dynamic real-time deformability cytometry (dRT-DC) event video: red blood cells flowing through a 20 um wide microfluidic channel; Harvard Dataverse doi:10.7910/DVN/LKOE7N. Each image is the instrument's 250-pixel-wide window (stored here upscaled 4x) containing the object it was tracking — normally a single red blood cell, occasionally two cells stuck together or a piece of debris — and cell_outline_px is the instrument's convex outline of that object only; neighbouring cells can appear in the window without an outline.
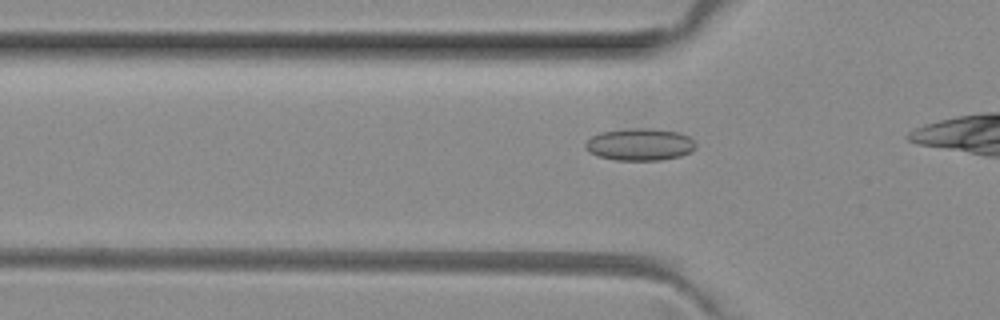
{"species": "common noctule bat (a hibernating species)", "species_latin": "Nyctalus noctula", "temperature_condition": "room temperature", "stored_images_in_passage": 31, "camera_frame_rate_fps": 3000, "um_per_image_px": 0.085, "animal": {"sex": "female", "body_mass_g": 29.2, "forearm_length_mm": 56.3}, "frame": {"image": 1, "passage_image": 4, "time_ms": 1.0, "image_size_px": [1000, 320], "cell_outline_px": [[696, 148], [692, 152], [680, 156], [660, 160], [616, 160], [600, 156], [588, 152], [584, 148], [584, 144], [592, 136], [600, 132], [628, 128], [648, 128], [676, 132], [688, 136], [696, 144]], "centroid_in_image_um": [54.37, 12.28], "position_along_channel_um": 71.4, "area_um2": 20.69}}
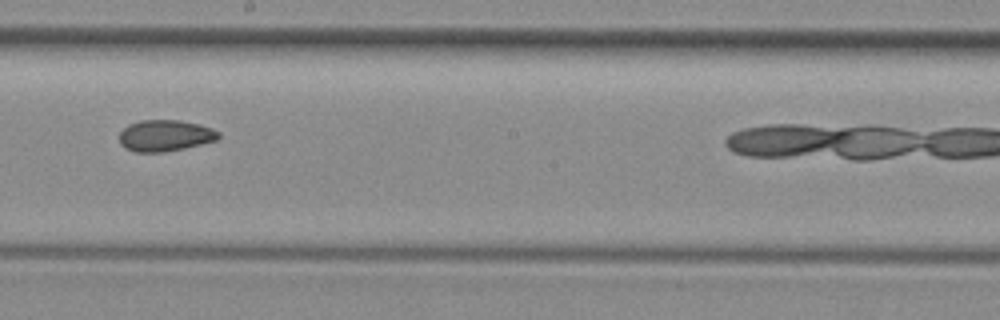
{"frame": {"image": 2, "passage_image": 16, "time_ms": 5.0, "image_size_px": [1000, 320], "cell_outline_px": [[220, 136], [216, 140], [184, 148], [164, 152], [136, 152], [124, 148], [120, 144], [120, 132], [128, 124], [140, 120], [180, 120], [200, 124], [212, 128], [220, 132]], "centroid_in_image_um": [14.03, 11.52], "position_along_channel_um": 234.2, "area_um2": 18.21}}
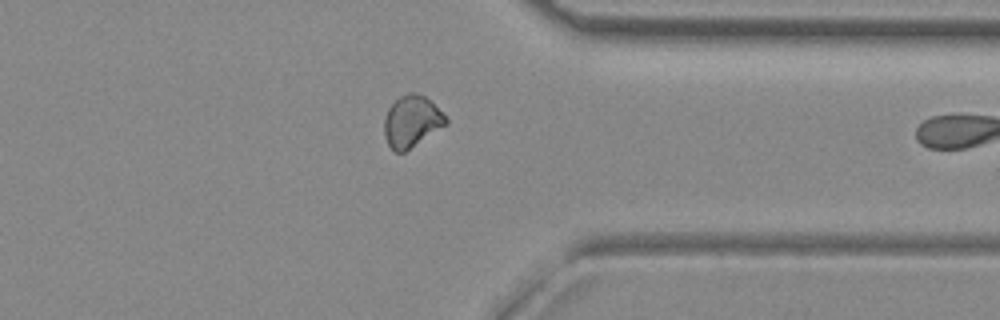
{"frame": {"image": 3, "passage_image": 27, "time_ms": 8.667, "image_size_px": [1000, 320], "cell_outline_px": [[448, 124], [404, 152], [396, 152], [388, 144], [384, 136], [384, 116], [388, 108], [400, 96], [408, 92], [416, 92], [424, 96], [448, 120]], "centroid_in_image_um": [34.96, 10.32], "position_along_channel_um": 376.4, "area_um2": 18.26}, "authors_computed_cell_mechanics": {"area_um2": 18.3226, "velocity_mm_per_s": 4.0632, "shape_relaxation_time_tau1_ms": null, "shape_relaxation_time_tau2_ms": 2.9028, "deformation_change_tau1": null, "deformation_change_tau2": 0.0735}}